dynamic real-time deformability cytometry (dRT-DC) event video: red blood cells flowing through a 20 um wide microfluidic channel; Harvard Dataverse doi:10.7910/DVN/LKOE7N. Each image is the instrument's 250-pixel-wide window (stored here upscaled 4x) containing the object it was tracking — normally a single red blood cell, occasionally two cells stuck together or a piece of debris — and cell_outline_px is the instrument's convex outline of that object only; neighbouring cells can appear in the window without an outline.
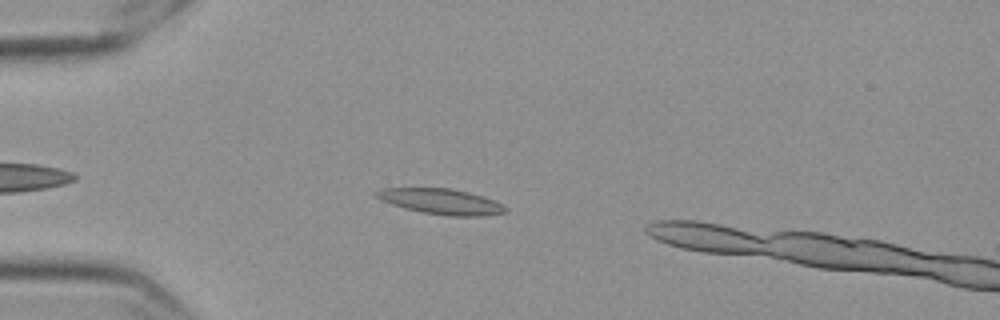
{"species": "Egyptian fruit bat (a non-hibernating species)", "species_latin": "Rousettus aegyptiacus", "temperature_condition": "cold", "stored_images_in_passage": 12, "camera_frame_rate_fps": 3000, "um_per_image_px": 0.085, "frame": {"image": 1, "passage_image": 9, "time_ms": 2.667, "image_size_px": [1000, 320], "cell_outline_px": [[508, 208], [504, 212], [480, 216], [448, 216], [420, 212], [404, 208], [392, 204], [376, 196], [372, 192], [384, 188], [452, 188], [468, 192], [496, 200]], "centroid_in_image_um": [37.51, 17.12], "position_along_channel_um": 47.5, "area_um2": 19.13}}